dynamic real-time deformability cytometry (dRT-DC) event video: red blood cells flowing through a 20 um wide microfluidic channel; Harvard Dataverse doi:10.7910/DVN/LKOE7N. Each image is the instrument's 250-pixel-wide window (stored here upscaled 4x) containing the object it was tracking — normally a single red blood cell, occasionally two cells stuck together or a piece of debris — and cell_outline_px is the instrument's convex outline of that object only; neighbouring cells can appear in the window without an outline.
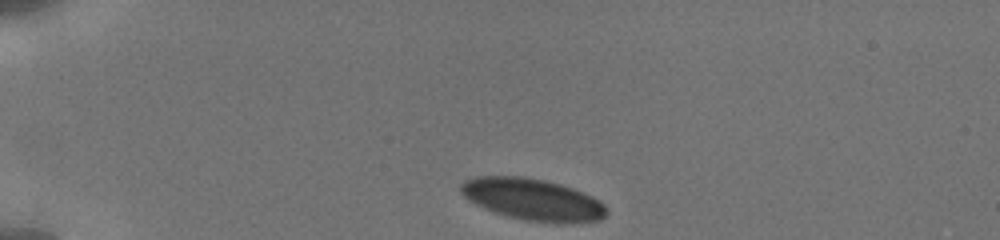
{"species": "human", "species_latin": "Homo sapiens", "temperature_condition": "cold", "stored_images_in_passage": 8, "camera_frame_rate_fps": 3000, "um_per_image_px": 0.085, "donor": {"sex": "male"}, "frame": {"image": 1, "passage_image": 1, "time_ms": 0.0, "image_size_px": [1000, 240], "cell_outline_px": [[608, 212], [600, 220], [564, 224], [556, 224], [528, 220], [508, 216], [484, 208], [468, 200], [460, 192], [460, 184], [464, 180], [476, 176], [524, 176], [544, 180], [560, 184], [584, 192], [600, 200], [604, 204]], "centroid_in_image_um": [45.29, 16.95], "position_along_channel_um": 39.7, "area_um2": 35.66}}